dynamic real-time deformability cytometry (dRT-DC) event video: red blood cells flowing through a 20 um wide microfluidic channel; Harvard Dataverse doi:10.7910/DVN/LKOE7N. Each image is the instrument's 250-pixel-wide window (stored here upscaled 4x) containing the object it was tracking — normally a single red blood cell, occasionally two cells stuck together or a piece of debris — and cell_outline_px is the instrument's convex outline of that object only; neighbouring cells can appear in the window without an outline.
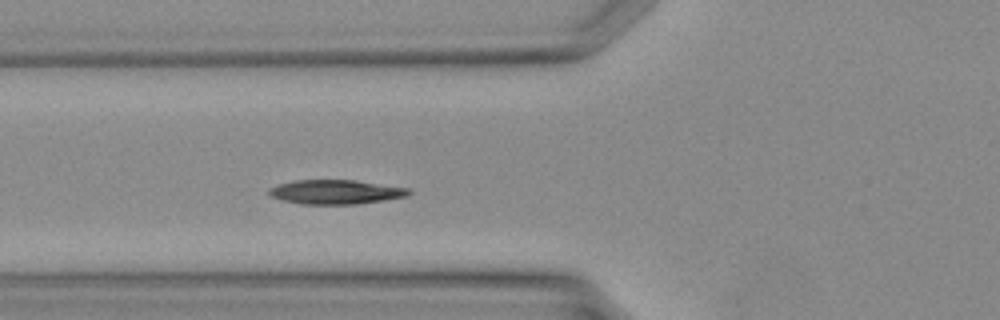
{"species": "Egyptian fruit bat (a non-hibernating species)", "species_latin": "Rousettus aegyptiacus", "temperature_condition": "warm", "stored_images_in_passage": 20, "camera_frame_rate_fps": 3000, "um_per_image_px": 0.085, "animal": {"sex": "female"}, "frame": {"image": 1, "passage_image": 4, "time_ms": 1.0, "image_size_px": [1000, 320], "cell_outline_px": [[412, 192], [408, 196], [384, 200], [356, 204], [300, 204], [280, 200], [272, 196], [268, 192], [268, 188], [276, 184], [292, 180], [356, 180], [408, 188]], "centroid_in_image_um": [28.49, 16.31], "position_along_channel_um": 97.3, "area_um2": 19.94}}
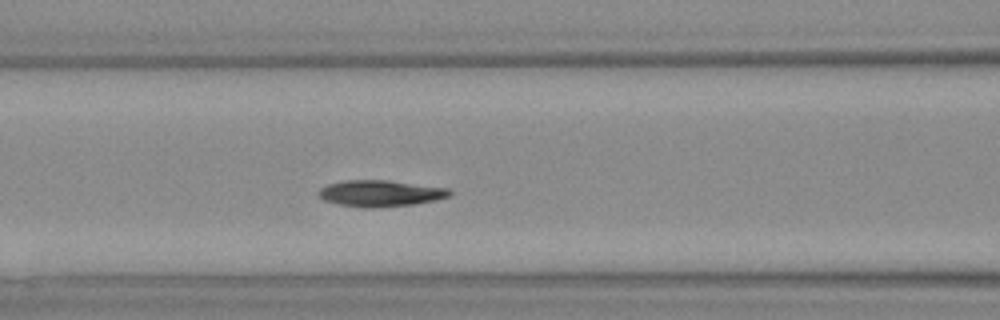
{"frame": {"image": 2, "passage_image": 6, "time_ms": 1.667, "image_size_px": [1000, 320], "cell_outline_px": [[452, 192], [448, 196], [432, 200], [412, 204], [376, 208], [364, 208], [340, 204], [324, 200], [320, 196], [320, 188], [328, 184], [344, 180], [388, 180], [448, 188]], "centroid_in_image_um": [32.31, 16.43], "position_along_channel_um": 134.3, "area_um2": 19.83}}